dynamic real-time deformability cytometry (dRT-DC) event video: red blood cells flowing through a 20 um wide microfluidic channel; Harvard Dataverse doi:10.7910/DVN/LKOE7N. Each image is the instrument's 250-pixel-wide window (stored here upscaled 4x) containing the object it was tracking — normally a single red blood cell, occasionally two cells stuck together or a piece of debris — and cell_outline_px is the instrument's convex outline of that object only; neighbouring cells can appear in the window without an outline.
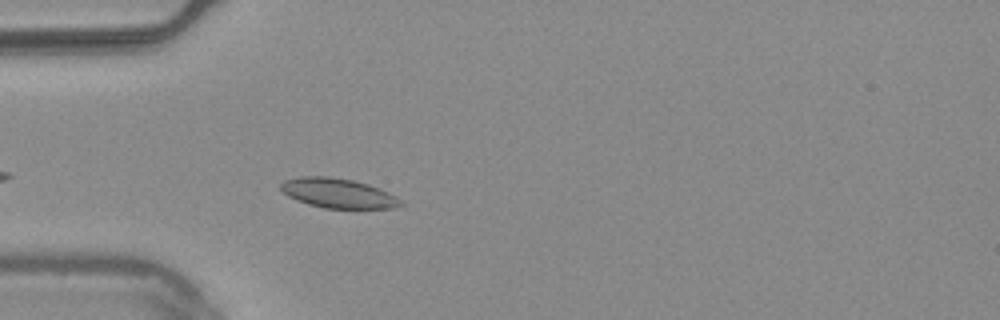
{"species": "common noctule bat (a hibernating species)", "species_latin": "Nyctalus noctula", "temperature_condition": "warm", "stored_images_in_passage": 21, "camera_frame_rate_fps": 3000, "um_per_image_px": 0.085, "animal": {"sex": "male", "body_mass_g": 20.4}, "frame": {"image": 1, "passage_image": 4, "time_ms": 1.0, "image_size_px": [1000, 320], "cell_outline_px": [[404, 204], [396, 208], [324, 208], [308, 204], [296, 200], [288, 196], [280, 188], [280, 184], [284, 180], [300, 176], [328, 176], [352, 180], [368, 184], [380, 188], [396, 196]], "centroid_in_image_um": [28.73, 16.42], "position_along_channel_um": 56.3, "area_um2": 20.75}}
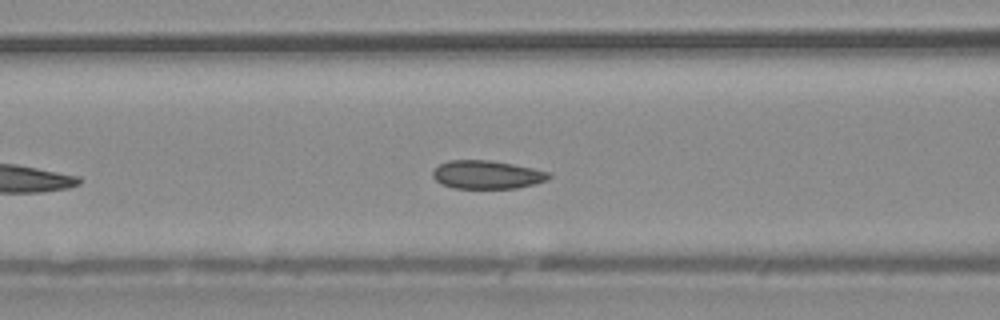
{"frame": {"image": 2, "passage_image": 10, "time_ms": 3.0, "image_size_px": [1000, 320], "cell_outline_px": [[552, 176], [548, 180], [536, 184], [516, 188], [452, 188], [440, 184], [432, 176], [432, 172], [440, 164], [448, 160], [488, 160], [512, 164], [552, 172]], "centroid_in_image_um": [41.42, 14.85], "position_along_channel_um": 125.2, "area_um2": 19.31}}
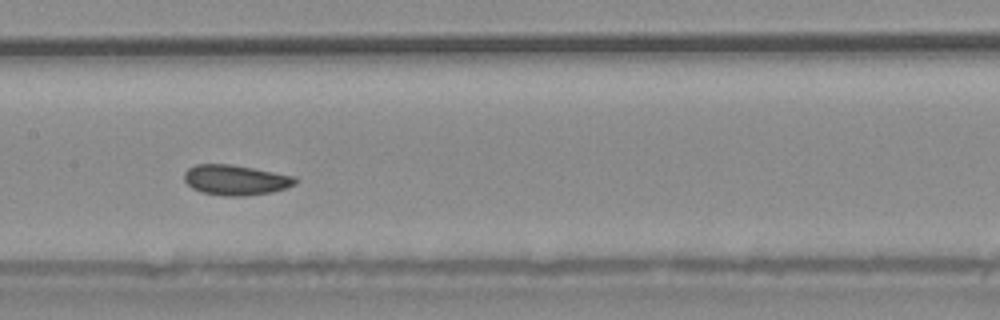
{"frame": {"image": 3, "passage_image": 15, "time_ms": 4.667, "image_size_px": [1000, 320], "cell_outline_px": [[296, 184], [288, 188], [272, 192], [244, 196], [224, 196], [200, 192], [192, 188], [184, 180], [184, 172], [188, 168], [196, 164], [228, 164], [252, 168], [296, 176]], "centroid_in_image_um": [20.02, 15.31], "position_along_channel_um": 187.4, "area_um2": 19.65}}